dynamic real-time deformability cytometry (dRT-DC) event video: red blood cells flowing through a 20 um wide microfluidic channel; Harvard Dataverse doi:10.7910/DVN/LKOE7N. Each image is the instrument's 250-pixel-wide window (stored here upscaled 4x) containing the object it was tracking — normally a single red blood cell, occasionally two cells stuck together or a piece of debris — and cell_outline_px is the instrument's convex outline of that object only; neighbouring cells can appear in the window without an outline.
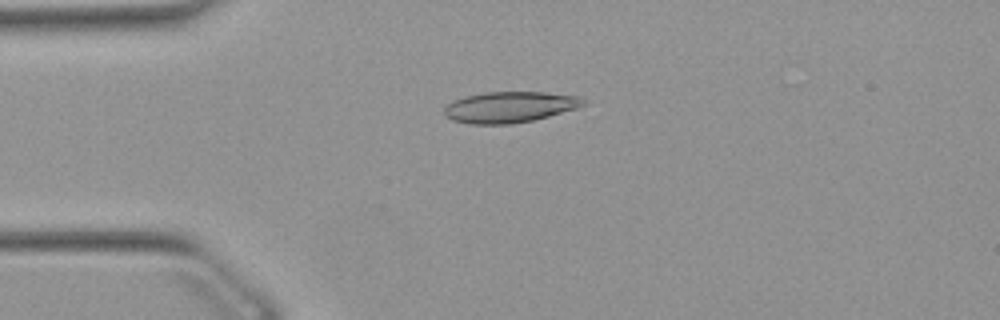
{"species": "Egyptian fruit bat (a non-hibernating species)", "species_latin": "Rousettus aegyptiacus", "temperature_condition": "warm", "stored_images_in_passage": 50, "camera_frame_rate_fps": 3000, "um_per_image_px": 0.085, "animal": {"sex": "female"}, "frame": {"image": 1, "passage_image": 11, "time_ms": 3.333, "image_size_px": [1000, 320], "cell_outline_px": [[584, 104], [576, 108], [548, 116], [532, 120], [512, 124], [468, 124], [452, 120], [444, 112], [444, 108], [448, 104], [464, 96], [484, 92], [544, 92], [580, 96], [584, 100]], "centroid_in_image_um": [43.31, 9.1], "position_along_channel_um": 41.7, "area_um2": 24.91}}
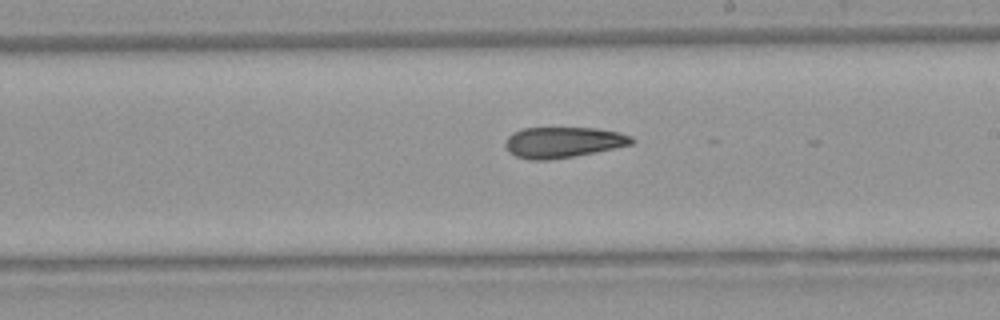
{"frame": {"image": 2, "passage_image": 28, "time_ms": 9.0, "image_size_px": [1000, 320], "cell_outline_px": [[636, 140], [632, 144], [596, 152], [548, 160], [528, 160], [516, 156], [508, 152], [504, 144], [508, 136], [512, 132], [524, 128], [596, 128], [620, 132], [632, 136]], "centroid_in_image_um": [47.85, 12.09], "position_along_channel_um": 241.1, "area_um2": 22.77}}
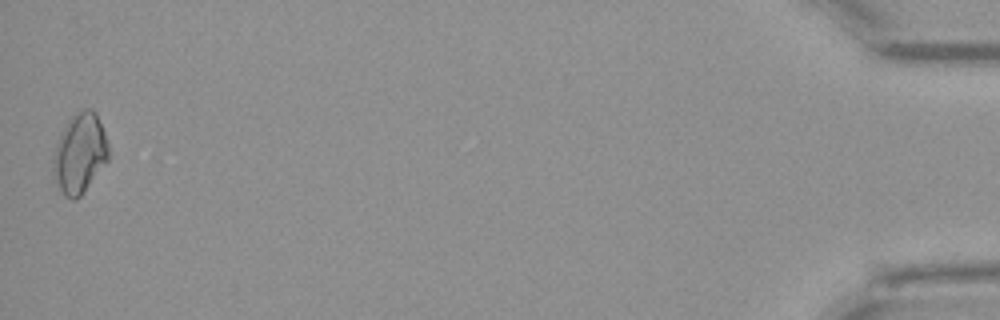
{"frame": {"image": 3, "passage_image": 50, "time_ms": 16.333, "image_size_px": [1000, 320], "cell_outline_px": [[108, 160], [80, 196], [76, 200], [72, 200], [64, 196], [52, 172], [52, 156], [56, 140], [64, 124], [76, 112], [84, 108], [92, 108], [96, 112], [104, 132], [108, 144]], "centroid_in_image_um": [6.74, 13.0], "position_along_channel_um": 428.5, "area_um2": 25.95}, "authors_computed_cell_mechanics": {"area_um2": 23.2934, "velocity_mm_per_s": 3.9009, "shape_relaxation_time_tau1_ms": 10.4133, "shape_relaxation_time_tau2_ms": 9.2597, "deformation_change_tau1": 0.1925, "deformation_change_tau2": 0.1984}}